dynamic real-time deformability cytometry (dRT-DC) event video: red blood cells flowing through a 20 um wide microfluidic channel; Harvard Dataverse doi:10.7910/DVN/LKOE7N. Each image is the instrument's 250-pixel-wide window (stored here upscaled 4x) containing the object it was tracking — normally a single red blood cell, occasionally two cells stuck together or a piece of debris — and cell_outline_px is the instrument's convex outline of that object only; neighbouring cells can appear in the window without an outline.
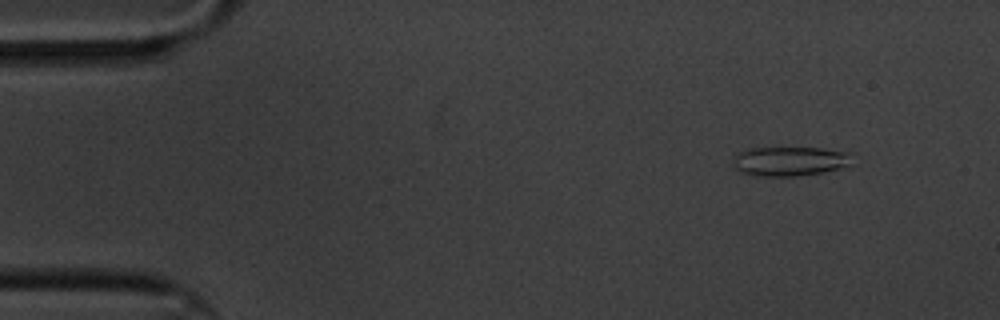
{"species": "common noctule bat (a hibernating species)", "species_latin": "Nyctalus noctula", "temperature_condition": "cold", "stored_images_in_passage": 55, "camera_frame_rate_fps": 3000, "um_per_image_px": 0.085, "animal": {"sex": "male", "body_mass_g": 20.1, "forearm_length_mm": 53.5}, "frame": {"image": 1, "passage_image": 1, "time_ms": 0.0, "image_size_px": [1000, 320], "cell_outline_px": [[852, 152], [848, 164], [840, 168], [824, 172], [796, 176], [756, 176], [740, 172], [732, 164], [736, 152], [748, 148], [820, 148]], "centroid_in_image_um": [67.08, 13.7], "position_along_channel_um": 17.9, "area_um2": 20.46}}
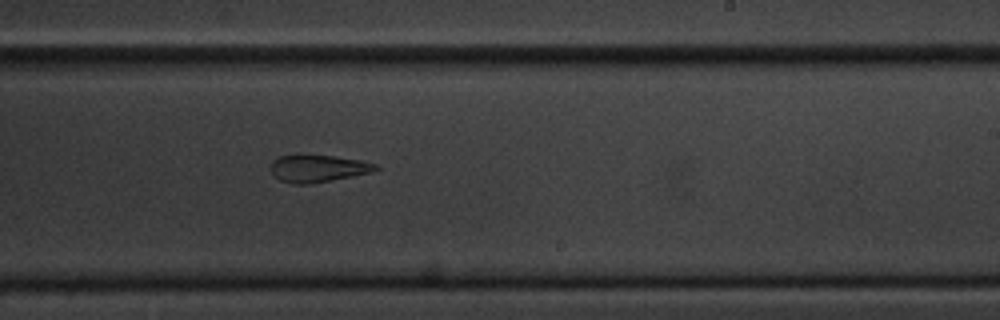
{"frame": {"image": 2, "passage_image": 31, "time_ms": 10.0, "image_size_px": [1000, 320], "cell_outline_px": [[380, 168], [372, 172], [312, 184], [292, 184], [280, 180], [272, 172], [272, 160], [280, 156], [296, 152], [300, 152], [332, 156], [360, 160], [376, 164]], "centroid_in_image_um": [26.99, 14.28], "position_along_channel_um": 262.0, "area_um2": 17.11}}
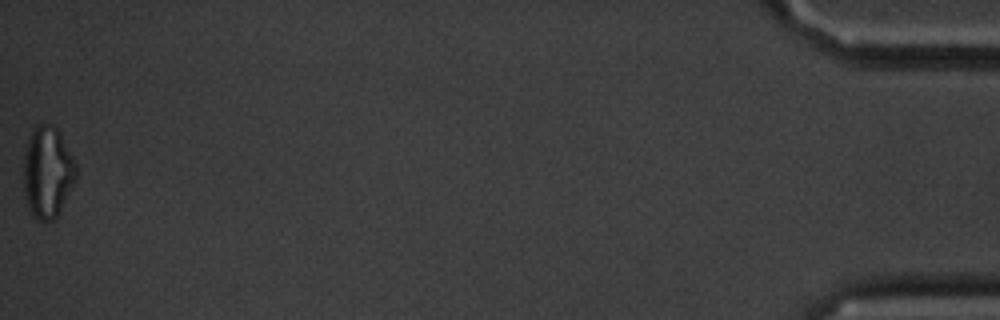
{"frame": {"image": 3, "passage_image": 55, "time_ms": 18.0, "image_size_px": [1000, 320], "cell_outline_px": [[76, 176], [56, 216], [52, 220], [36, 220], [32, 216], [28, 208], [24, 196], [24, 152], [28, 136], [40, 124], [52, 124], [60, 132], [76, 164]], "centroid_in_image_um": [4.0, 14.62], "position_along_channel_um": 431.2, "area_um2": 27.63}, "authors_computed_cell_mechanics": {"area_um2": 18.7272, "velocity_mm_per_s": 3.3232, "shape_relaxation_time_tau1_ms": 9.8846, "shape_relaxation_time_tau2_ms": 3.0525, "deformation_change_tau1": 0.1914, "deformation_change_tau2": 0.1272}}